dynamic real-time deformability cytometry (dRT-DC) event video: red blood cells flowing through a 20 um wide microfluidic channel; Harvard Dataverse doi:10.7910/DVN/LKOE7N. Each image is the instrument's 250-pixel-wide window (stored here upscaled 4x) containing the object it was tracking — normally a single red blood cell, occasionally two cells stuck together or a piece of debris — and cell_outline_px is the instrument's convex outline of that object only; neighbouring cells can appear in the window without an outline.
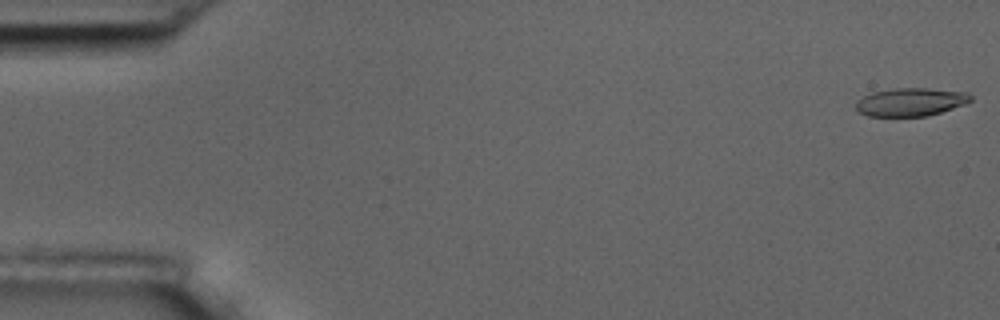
{"species": "common noctule bat (a hibernating species)", "species_latin": "Nyctalus noctula", "temperature_condition": "room temperature", "stored_images_in_passage": 6, "camera_frame_rate_fps": 3000, "um_per_image_px": 0.085, "animal": {"sex": "male", "body_mass_g": 17.5, "forearm_length_mm": 52.3}, "frame": {"image": 1, "passage_image": 1, "time_ms": 0.0, "image_size_px": [1000, 320], "cell_outline_px": [[972, 100], [964, 104], [928, 116], [868, 116], [856, 112], [856, 100], [872, 92], [896, 88], [924, 88], [968, 92], [972, 96]], "centroid_in_image_um": [77.38, 8.67], "position_along_channel_um": 7.6, "area_um2": 18.84}}
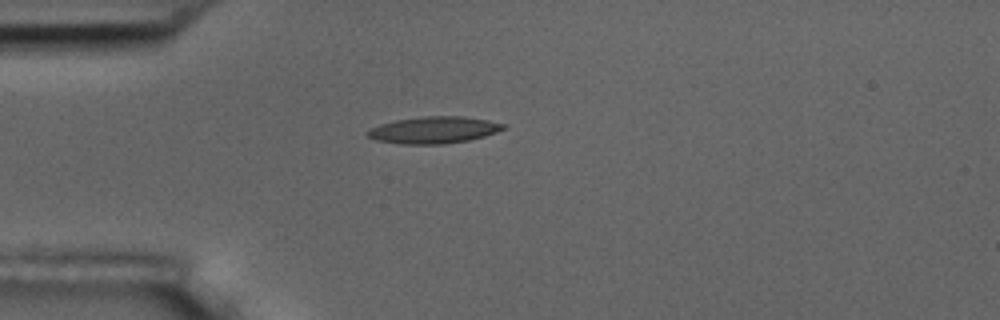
{"frame": {"image": 2, "passage_image": 5, "time_ms": 4.667, "image_size_px": [1000, 320], "cell_outline_px": [[508, 128], [484, 136], [468, 140], [444, 144], [400, 144], [376, 140], [368, 136], [364, 132], [368, 128], [380, 124], [396, 120], [424, 116], [460, 116], [488, 120], [508, 124]], "centroid_in_image_um": [36.87, 11.05], "position_along_channel_um": 48.1, "area_um2": 21.39}}